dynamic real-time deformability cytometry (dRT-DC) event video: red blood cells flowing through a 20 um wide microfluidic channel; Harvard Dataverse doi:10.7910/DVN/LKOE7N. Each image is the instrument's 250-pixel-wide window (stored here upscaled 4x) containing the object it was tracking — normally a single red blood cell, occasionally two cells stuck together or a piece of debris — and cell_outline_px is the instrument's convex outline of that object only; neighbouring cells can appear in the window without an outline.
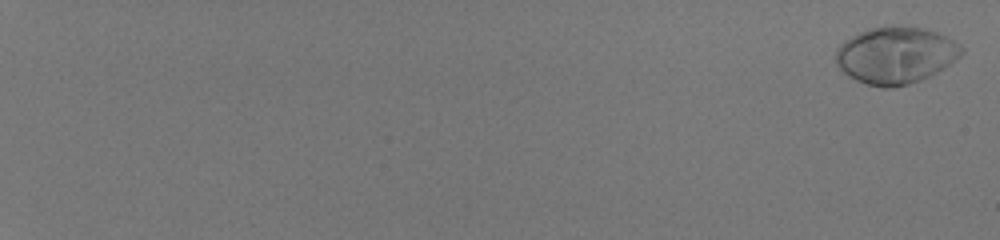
{"species": "human", "species_latin": "Homo sapiens", "temperature_condition": "room temperature", "stored_images_in_passage": 57, "camera_frame_rate_fps": 3000, "um_per_image_px": 0.085, "donor": {"sex": "male"}, "frame": {"image": 1, "passage_image": 2, "time_ms": 0.333, "image_size_px": [1000, 240], "cell_outline_px": [[964, 52], [956, 60], [944, 68], [920, 80], [908, 84], [892, 88], [884, 88], [868, 84], [856, 80], [848, 76], [836, 64], [836, 48], [844, 40], [868, 28], [924, 28], [936, 32], [960, 44], [964, 48]], "centroid_in_image_um": [76.13, 4.72], "position_along_channel_um": 8.9, "area_um2": 41.1}}
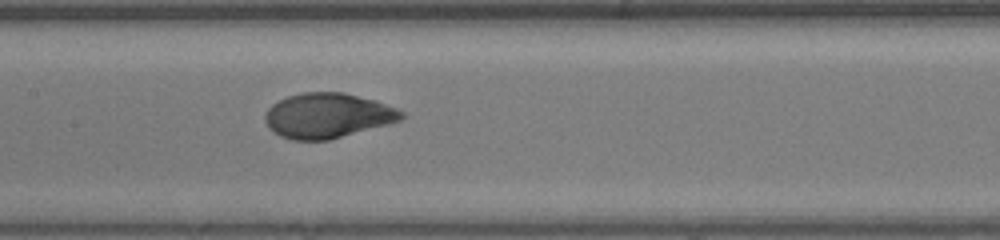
{"frame": {"image": 2, "passage_image": 35, "time_ms": 11.333, "image_size_px": [1000, 240], "cell_outline_px": [[404, 116], [400, 120], [388, 124], [328, 140], [292, 140], [280, 136], [272, 132], [268, 128], [264, 120], [264, 116], [268, 108], [272, 104], [288, 96], [304, 92], [344, 92], [376, 100], [396, 108], [404, 112]], "centroid_in_image_um": [27.82, 9.82], "position_along_channel_um": 179.6, "area_um2": 35.78}}
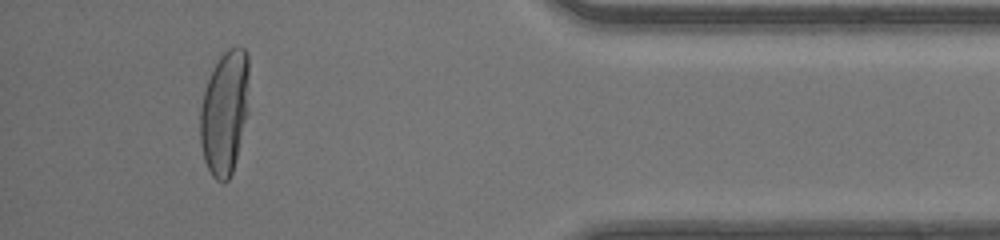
{"frame": {"image": 3, "passage_image": 54, "time_ms": 17.667, "image_size_px": [1000, 240], "cell_outline_px": [[248, 112], [232, 172], [228, 180], [224, 184], [216, 180], [212, 176], [204, 160], [200, 144], [200, 108], [204, 92], [208, 80], [220, 56], [228, 48], [244, 48], [248, 52]], "centroid_in_image_um": [19.09, 9.58], "position_along_channel_um": 416.1, "area_um2": 35.26}, "authors_computed_cell_mechanics": {"area_um2": 36.703, "velocity_mm_per_s": 4.1678, "shape_relaxation_time_tau1_ms": 2.8416, "shape_relaxation_time_tau2_ms": null, "deformation_change_tau1": 0.2134, "deformation_change_tau2": null}}